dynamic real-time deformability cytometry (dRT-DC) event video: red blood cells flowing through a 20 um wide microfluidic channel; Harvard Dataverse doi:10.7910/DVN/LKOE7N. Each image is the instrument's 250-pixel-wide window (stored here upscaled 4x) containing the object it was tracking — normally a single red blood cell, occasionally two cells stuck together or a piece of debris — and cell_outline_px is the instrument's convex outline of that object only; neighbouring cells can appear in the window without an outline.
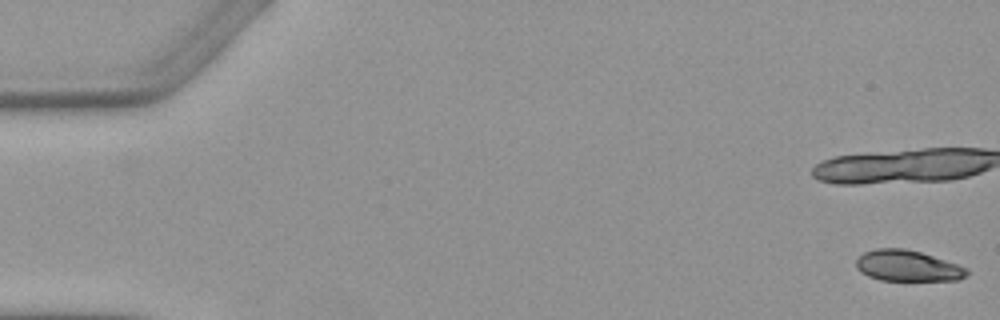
{"species": "Egyptian fruit bat (a non-hibernating species)", "species_latin": "Rousettus aegyptiacus", "temperature_condition": "warm", "stored_images_in_passage": 8, "camera_frame_rate_fps": 3000, "um_per_image_px": 0.085, "animal": {"sex": "female"}, "frame": {"image": 1, "passage_image": 1, "time_ms": 0.0, "image_size_px": [1000, 320], "cell_outline_px": [[968, 276], [960, 280], [880, 280], [868, 276], [860, 272], [856, 268], [856, 260], [864, 252], [876, 248], [904, 248], [920, 252], [968, 268]], "centroid_in_image_um": [77.13, 22.6], "position_along_channel_um": 7.9, "area_um2": 19.94}}
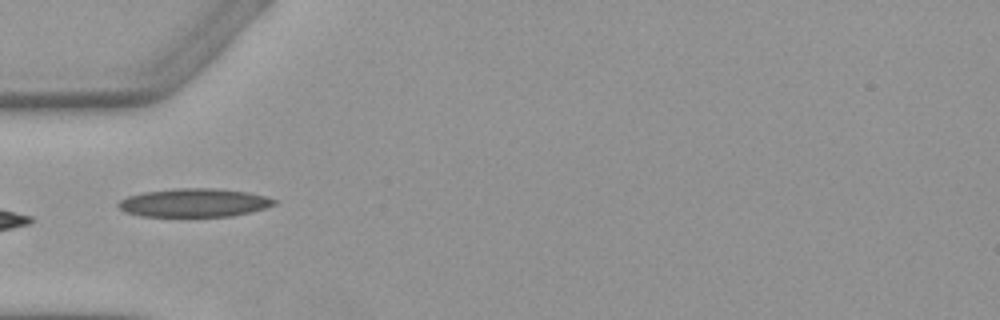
{"frame": {"image": 2, "passage_image": 6, "time_ms": 6.0, "image_size_px": [1000, 320], "cell_outline_px": [[276, 204], [264, 208], [232, 216], [188, 220], [140, 216], [124, 212], [116, 204], [120, 200], [128, 196], [144, 192], [176, 188], [216, 188], [248, 192], [264, 196], [276, 200]], "centroid_in_image_um": [16.44, 17.29], "position_along_channel_um": 68.6, "area_um2": 27.05}}
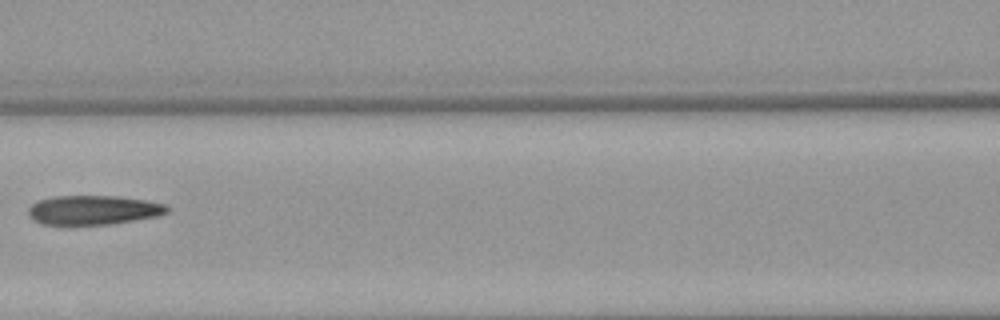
{"frame": {"image": 3, "passage_image": 8, "time_ms": 8.333, "image_size_px": [1000, 320], "cell_outline_px": [[168, 212], [156, 216], [112, 224], [40, 224], [28, 216], [28, 208], [32, 204], [40, 200], [56, 196], [116, 196], [144, 200], [164, 204], [168, 208]], "centroid_in_image_um": [7.9, 17.85], "position_along_channel_um": 158.7, "area_um2": 23.41}}